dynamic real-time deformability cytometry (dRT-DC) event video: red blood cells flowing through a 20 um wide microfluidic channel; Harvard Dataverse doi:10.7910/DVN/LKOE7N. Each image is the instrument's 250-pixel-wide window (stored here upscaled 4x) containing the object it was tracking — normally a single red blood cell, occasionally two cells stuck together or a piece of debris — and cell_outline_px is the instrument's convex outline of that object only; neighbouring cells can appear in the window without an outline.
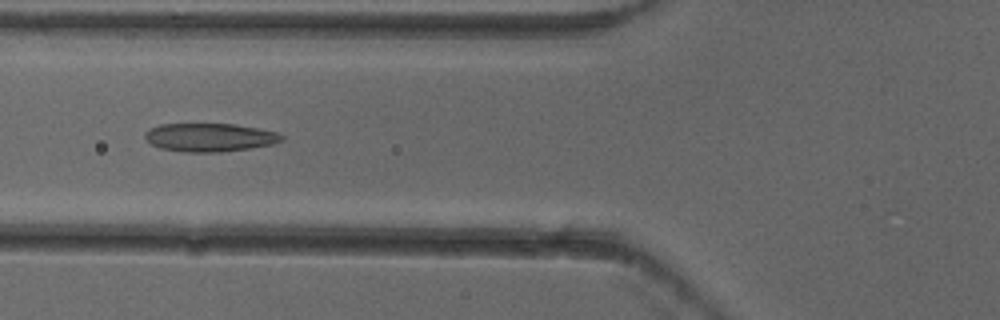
{"species": "common noctule bat (a hibernating species)", "species_latin": "Nyctalus noctula", "temperature_condition": "cold", "stored_images_in_passage": 8, "camera_frame_rate_fps": 3000, "um_per_image_px": 0.085, "animal": {"sex": "female"}, "frame": {"image": 1, "passage_image": 5, "time_ms": 1.333, "image_size_px": [1000, 320], "cell_outline_px": [[284, 140], [272, 144], [248, 148], [220, 152], [184, 152], [160, 148], [152, 144], [144, 136], [144, 132], [148, 128], [160, 124], [236, 124], [276, 132], [284, 136]], "centroid_in_image_um": [17.8, 11.67], "position_along_channel_um": 108.0, "area_um2": 22.54}}
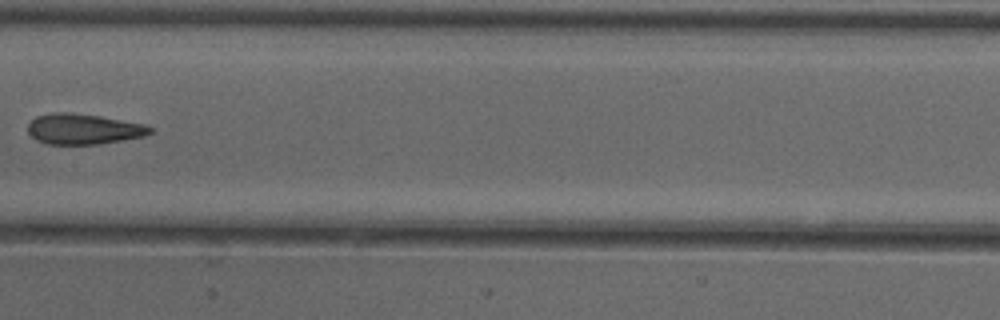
{"frame": {"image": 2, "passage_image": 7, "time_ms": 2.0, "image_size_px": [1000, 320], "cell_outline_px": [[152, 132], [144, 136], [100, 144], [48, 144], [36, 140], [28, 132], [28, 124], [36, 116], [56, 112], [64, 112], [100, 116], [144, 124], [152, 128]], "centroid_in_image_um": [7.08, 10.97], "position_along_channel_um": 200.3, "area_um2": 21.56}}
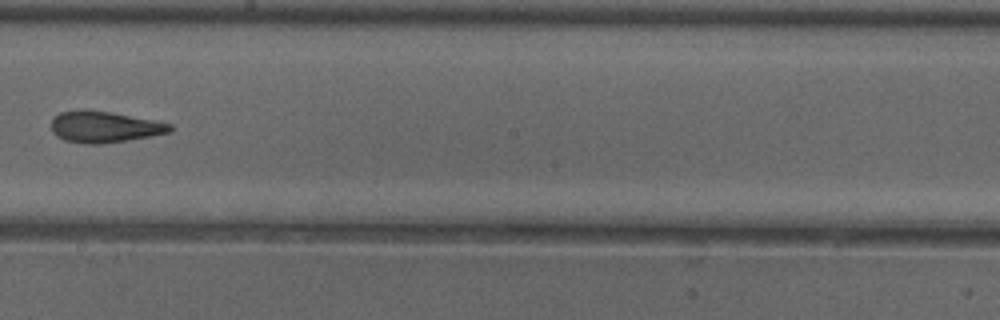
{"frame": {"image": 3, "passage_image": 8, "time_ms": 2.333, "image_size_px": [1000, 320], "cell_outline_px": [[172, 132], [128, 140], [100, 144], [84, 144], [64, 140], [56, 136], [52, 132], [52, 120], [60, 112], [80, 108], [84, 108], [112, 112], [172, 124]], "centroid_in_image_um": [8.84, 10.77], "position_along_channel_um": 239.4, "area_um2": 21.85}}